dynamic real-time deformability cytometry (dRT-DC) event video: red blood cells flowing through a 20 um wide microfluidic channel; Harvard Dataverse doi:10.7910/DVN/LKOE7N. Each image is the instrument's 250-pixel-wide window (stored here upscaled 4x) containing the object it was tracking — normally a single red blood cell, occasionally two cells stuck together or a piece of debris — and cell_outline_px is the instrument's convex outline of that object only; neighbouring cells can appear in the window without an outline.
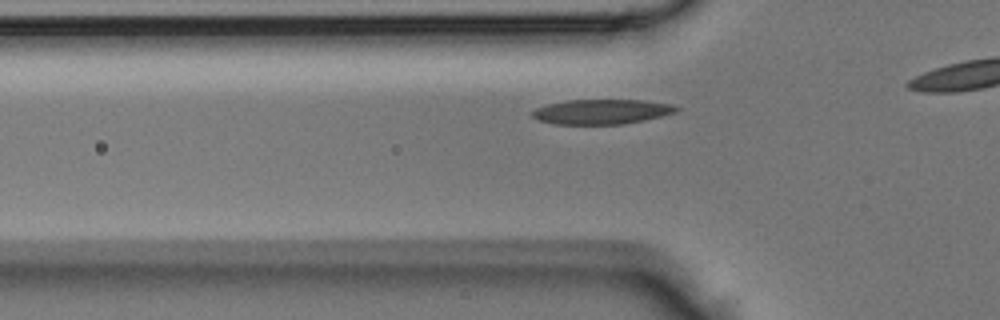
{"species": "Egyptian fruit bat (a non-hibernating species)", "species_latin": "Rousettus aegyptiacus", "temperature_condition": "room temperature", "stored_images_in_passage": 12, "camera_frame_rate_fps": 3000, "um_per_image_px": 0.085, "animal": {"sex": "male"}, "frame": {"image": 1, "passage_image": 7, "time_ms": 2.0, "image_size_px": [1000, 320], "cell_outline_px": [[680, 108], [676, 112], [644, 120], [624, 124], [556, 124], [540, 120], [532, 116], [532, 112], [536, 108], [548, 104], [568, 100], [644, 100], [672, 104]], "centroid_in_image_um": [51.17, 9.49], "position_along_channel_um": 74.6, "area_um2": 20.69}}
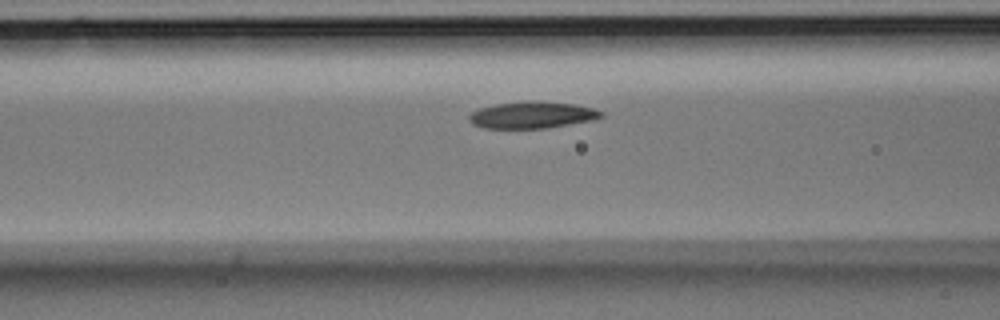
{"frame": {"image": 2, "passage_image": 10, "time_ms": 3.0, "image_size_px": [1000, 320], "cell_outline_px": [[604, 116], [596, 120], [548, 128], [484, 128], [472, 124], [468, 120], [468, 116], [472, 112], [480, 108], [496, 104], [528, 100], [576, 104], [596, 108], [604, 112]], "centroid_in_image_um": [45.29, 9.77], "position_along_channel_um": 121.3, "area_um2": 20.92}}